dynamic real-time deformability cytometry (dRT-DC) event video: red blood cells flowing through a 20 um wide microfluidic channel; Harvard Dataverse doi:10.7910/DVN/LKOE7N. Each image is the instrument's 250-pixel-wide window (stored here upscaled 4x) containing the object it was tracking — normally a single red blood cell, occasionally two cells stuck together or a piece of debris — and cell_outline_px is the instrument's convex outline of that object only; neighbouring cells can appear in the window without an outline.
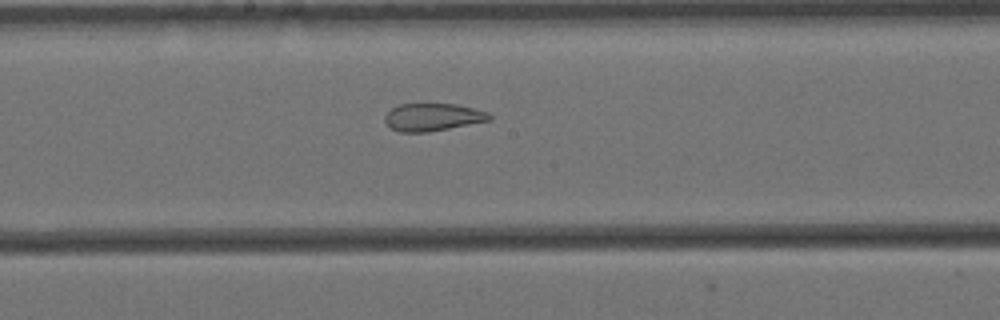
{"species": "Egyptian fruit bat (a non-hibernating species)", "species_latin": "Rousettus aegyptiacus", "temperature_condition": "cold", "stored_images_in_passage": 58, "segment_of_instrument_passage": [2, 2], "camera_frame_rate_fps": 3000, "um_per_image_px": 0.085, "animal": {"sex": "female"}, "frame": {"image": 1, "passage_image": 30, "time_ms": 9.667, "image_size_px": [1000, 320], "cell_outline_px": [[492, 120], [428, 132], [400, 132], [392, 128], [384, 120], [384, 116], [392, 108], [400, 104], [456, 104], [488, 112], [492, 116]], "centroid_in_image_um": [36.8, 9.96], "position_along_channel_um": 211.4, "area_um2": 16.7}}
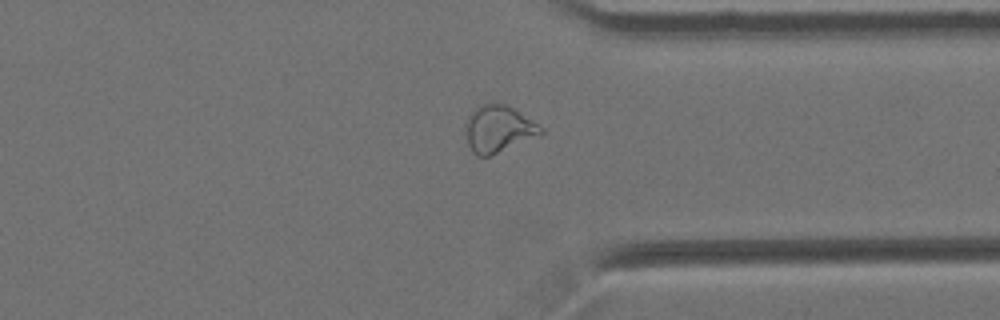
{"frame": {"image": 2, "passage_image": 44, "time_ms": 14.333, "image_size_px": [1000, 320], "cell_outline_px": [[544, 132], [540, 136], [488, 156], [476, 156], [472, 152], [468, 144], [464, 132], [464, 124], [468, 116], [476, 104], [508, 104], [544, 128]], "centroid_in_image_um": [42.34, 10.95], "position_along_channel_um": 369.1, "area_um2": 20.92}}
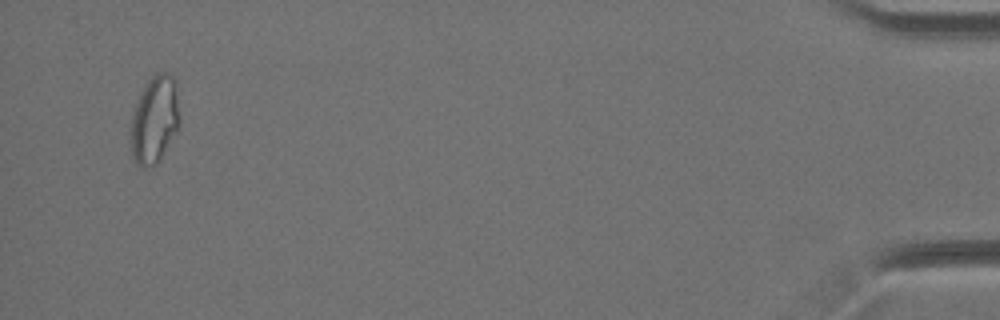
{"frame": {"image": 3, "passage_image": 56, "time_ms": 18.333, "image_size_px": [1000, 320], "cell_outline_px": [[180, 124], [176, 132], [160, 160], [156, 164], [144, 168], [140, 168], [136, 164], [132, 156], [132, 116], [136, 100], [140, 92], [152, 76], [156, 72], [168, 72], [176, 80]], "centroid_in_image_um": [13.16, 10.15], "position_along_channel_um": 422.0, "area_um2": 25.03}}